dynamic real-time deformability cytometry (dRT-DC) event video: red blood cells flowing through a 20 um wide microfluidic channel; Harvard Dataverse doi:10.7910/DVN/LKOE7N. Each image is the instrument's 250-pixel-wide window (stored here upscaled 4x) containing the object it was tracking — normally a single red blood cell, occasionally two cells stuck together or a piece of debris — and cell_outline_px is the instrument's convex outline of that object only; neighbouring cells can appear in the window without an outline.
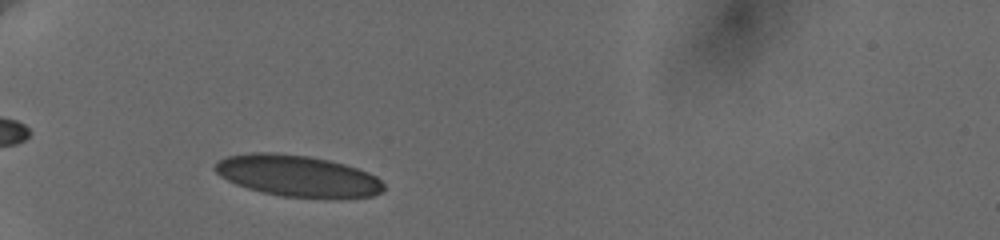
{"species": "human", "species_latin": "Homo sapiens", "temperature_condition": "cold", "stored_images_in_passage": 6, "camera_frame_rate_fps": 3000, "um_per_image_px": 0.085, "donor": {"sex": "female"}, "frame": {"image": 1, "passage_image": 2, "time_ms": 1.0, "image_size_px": [1000, 240], "cell_outline_px": [[384, 192], [372, 196], [332, 200], [324, 200], [280, 196], [248, 188], [236, 184], [220, 176], [212, 168], [220, 160], [228, 156], [252, 152], [276, 152], [312, 156], [344, 164], [368, 172], [376, 176], [384, 184]], "centroid_in_image_um": [25.35, 14.98], "position_along_channel_um": 59.7, "area_um2": 41.5}}
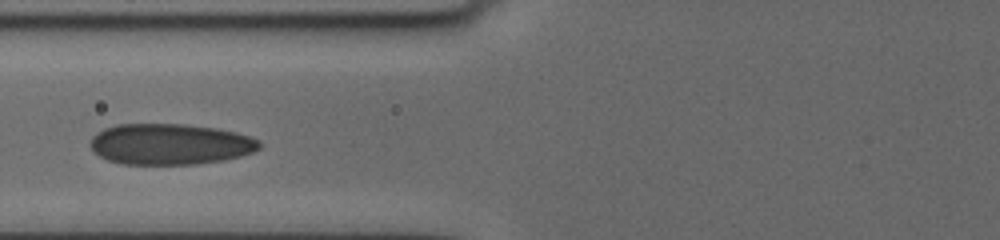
{"frame": {"image": 2, "passage_image": 5, "time_ms": 3.0, "image_size_px": [1000, 240], "cell_outline_px": [[260, 148], [252, 152], [240, 156], [224, 160], [196, 164], [120, 164], [108, 160], [100, 156], [88, 144], [92, 136], [96, 132], [104, 128], [116, 124], [184, 124], [216, 128], [236, 132], [260, 140]], "centroid_in_image_um": [14.43, 12.25], "position_along_channel_um": 111.4, "area_um2": 40.52}}